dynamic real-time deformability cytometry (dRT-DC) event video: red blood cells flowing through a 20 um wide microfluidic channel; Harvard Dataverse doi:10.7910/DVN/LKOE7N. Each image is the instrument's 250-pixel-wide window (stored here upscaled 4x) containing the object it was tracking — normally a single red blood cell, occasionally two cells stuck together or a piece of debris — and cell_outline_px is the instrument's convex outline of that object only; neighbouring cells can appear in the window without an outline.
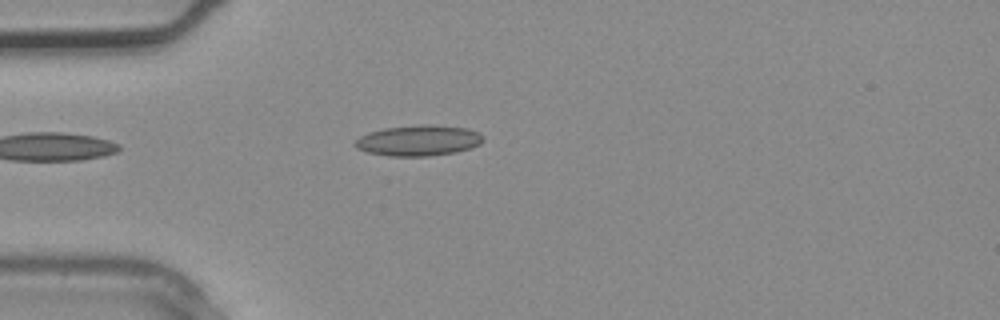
{"species": "common noctule bat (a hibernating species)", "species_latin": "Nyctalus noctula", "temperature_condition": "warm", "stored_images_in_passage": 3, "camera_frame_rate_fps": 3000, "um_per_image_px": 0.085, "animal": {"sex": "male", "body_mass_g": 20.4}, "frame": {"image": 1, "passage_image": 3, "time_ms": 0.667, "image_size_px": [1000, 320], "cell_outline_px": [[484, 140], [480, 144], [456, 152], [428, 156], [388, 156], [368, 152], [356, 148], [352, 144], [360, 136], [368, 132], [384, 128], [428, 124], [432, 124], [468, 128], [480, 132], [484, 136]], "centroid_in_image_um": [35.58, 11.93], "position_along_channel_um": 49.4, "area_um2": 23.06}}